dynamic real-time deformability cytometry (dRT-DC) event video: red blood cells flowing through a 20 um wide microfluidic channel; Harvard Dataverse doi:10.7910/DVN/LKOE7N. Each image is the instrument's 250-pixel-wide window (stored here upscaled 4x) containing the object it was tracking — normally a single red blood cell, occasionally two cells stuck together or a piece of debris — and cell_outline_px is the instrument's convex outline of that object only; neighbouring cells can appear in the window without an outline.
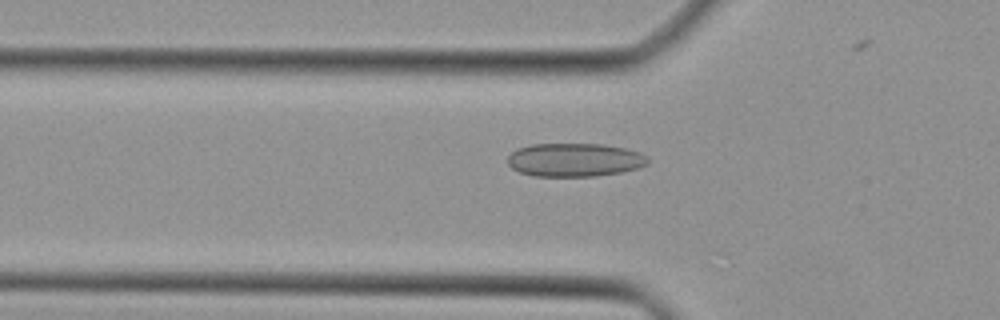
{"species": "Egyptian fruit bat (a non-hibernating species)", "species_latin": "Rousettus aegyptiacus", "temperature_condition": "cold", "stored_images_in_passage": 41, "camera_frame_rate_fps": 3000, "um_per_image_px": 0.085, "animal": {"sex": "female"}, "frame": {"image": 1, "passage_image": 11, "time_ms": 3.333, "image_size_px": [1000, 320], "cell_outline_px": [[648, 164], [636, 168], [620, 172], [596, 176], [536, 176], [520, 172], [512, 168], [508, 164], [508, 156], [516, 148], [532, 144], [604, 144], [624, 148], [640, 152], [648, 156]], "centroid_in_image_um": [48.84, 13.58], "position_along_channel_um": 77.0, "area_um2": 27.34}}
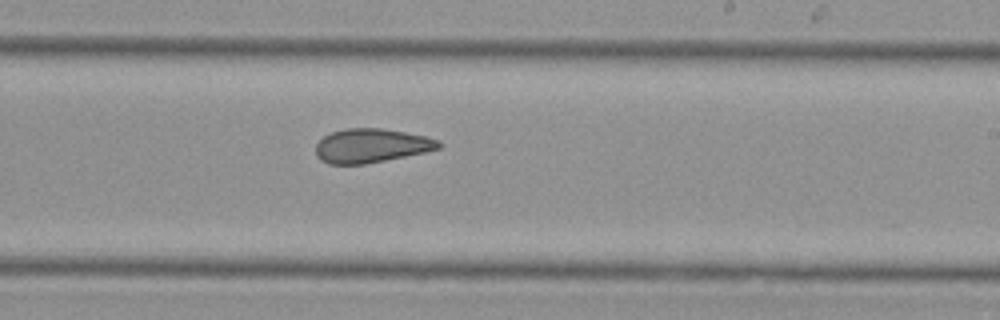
{"frame": {"image": 2, "passage_image": 23, "time_ms": 7.333, "image_size_px": [1000, 320], "cell_outline_px": [[440, 148], [424, 152], [364, 164], [328, 164], [320, 160], [316, 156], [316, 144], [324, 136], [332, 132], [344, 128], [380, 128], [404, 132], [424, 136], [440, 140]], "centroid_in_image_um": [31.51, 12.38], "position_along_channel_um": 257.5, "area_um2": 24.16}}
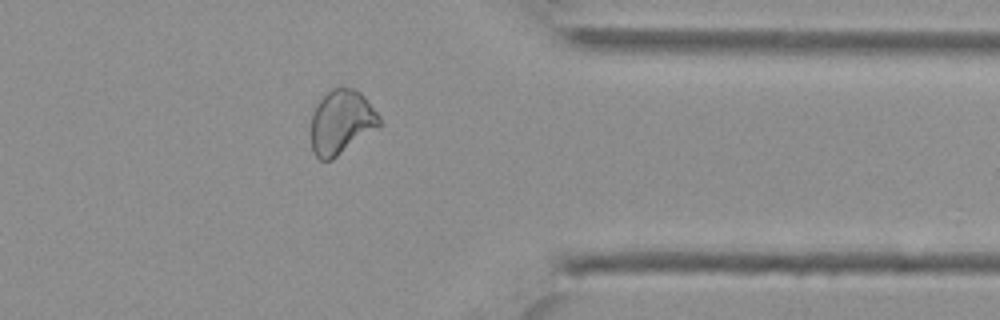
{"frame": {"image": 3, "passage_image": 32, "time_ms": 10.333, "image_size_px": [1000, 320], "cell_outline_px": [[380, 124], [332, 160], [320, 160], [312, 152], [312, 112], [316, 104], [332, 88], [340, 84], [356, 88], [364, 96], [380, 116]], "centroid_in_image_um": [28.99, 10.32], "position_along_channel_um": 382.4, "area_um2": 25.43}}